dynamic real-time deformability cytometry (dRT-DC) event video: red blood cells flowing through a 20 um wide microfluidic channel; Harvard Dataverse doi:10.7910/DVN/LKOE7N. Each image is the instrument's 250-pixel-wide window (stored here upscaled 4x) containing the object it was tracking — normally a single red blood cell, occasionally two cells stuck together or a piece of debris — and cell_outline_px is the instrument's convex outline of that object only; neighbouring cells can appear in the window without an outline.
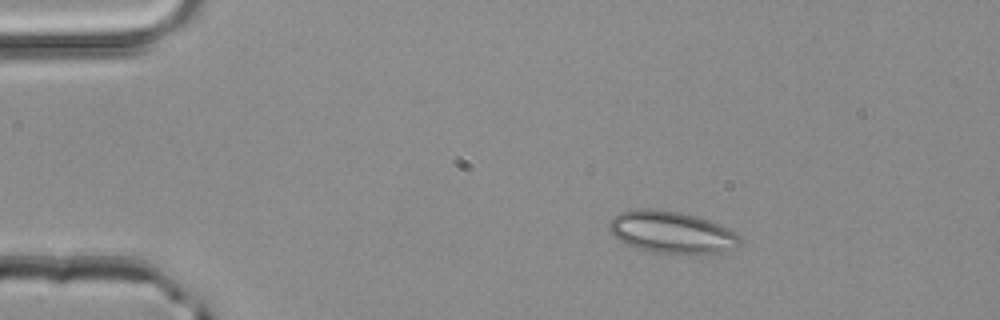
{"species": "common noctule bat (a hibernating species)", "species_latin": "Nyctalus noctula", "temperature_condition": "room temperature", "stored_images_in_passage": 3, "camera_frame_rate_fps": 3000, "um_per_image_px": 0.085, "animal": {"sex": "male", "body_mass_g": 20.4}, "frame": {"image": 1, "passage_image": 2, "time_ms": 0.333, "image_size_px": [1000, 320], "cell_outline_px": [[740, 244], [736, 248], [720, 252], [656, 252], [636, 248], [620, 240], [608, 228], [608, 224], [620, 212], [632, 208], [652, 208], [680, 212], [696, 216], [720, 224], [736, 232], [740, 236]], "centroid_in_image_um": [57.1, 19.7], "position_along_channel_um": 27.9, "area_um2": 31.5}}